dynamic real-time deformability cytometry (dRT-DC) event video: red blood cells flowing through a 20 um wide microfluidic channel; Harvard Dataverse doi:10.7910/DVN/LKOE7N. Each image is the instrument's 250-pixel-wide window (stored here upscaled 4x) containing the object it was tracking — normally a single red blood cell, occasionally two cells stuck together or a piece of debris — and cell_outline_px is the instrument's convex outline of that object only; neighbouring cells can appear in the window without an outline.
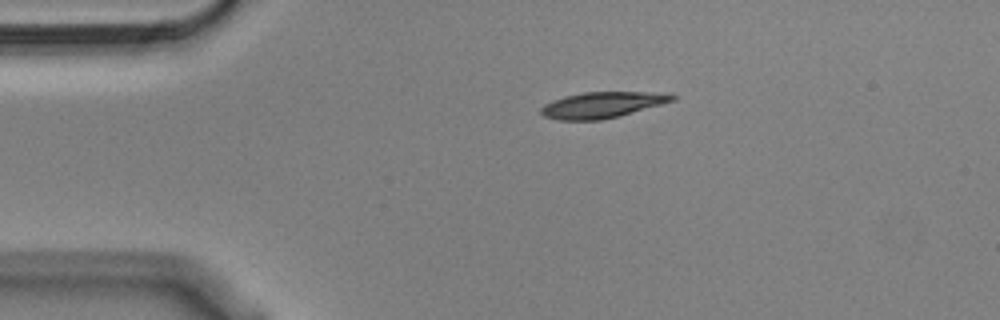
{"species": "Egyptian fruit bat (a non-hibernating species)", "species_latin": "Rousettus aegyptiacus", "temperature_condition": "cold", "stored_images_in_passage": 46, "camera_frame_rate_fps": 3000, "um_per_image_px": 0.085, "animal": {"sex": "male"}, "frame": {"image": 1, "passage_image": 1, "time_ms": 0.0, "image_size_px": [1000, 320], "cell_outline_px": [[676, 100], [616, 116], [600, 120], [556, 120], [544, 116], [540, 112], [540, 108], [544, 104], [552, 100], [564, 96], [584, 92], [668, 92], [676, 96]], "centroid_in_image_um": [51.17, 8.9], "position_along_channel_um": 33.8, "area_um2": 19.83}}
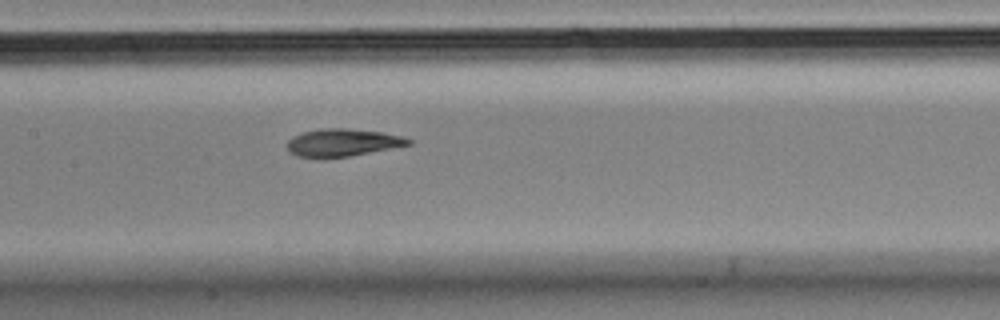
{"frame": {"image": 2, "passage_image": 16, "time_ms": 5.0, "image_size_px": [1000, 320], "cell_outline_px": [[412, 144], [348, 156], [296, 156], [288, 152], [288, 140], [292, 136], [304, 132], [320, 128], [344, 128], [380, 132], [404, 136], [412, 140]], "centroid_in_image_um": [29.12, 12.09], "position_along_channel_um": 178.3, "area_um2": 19.02}}
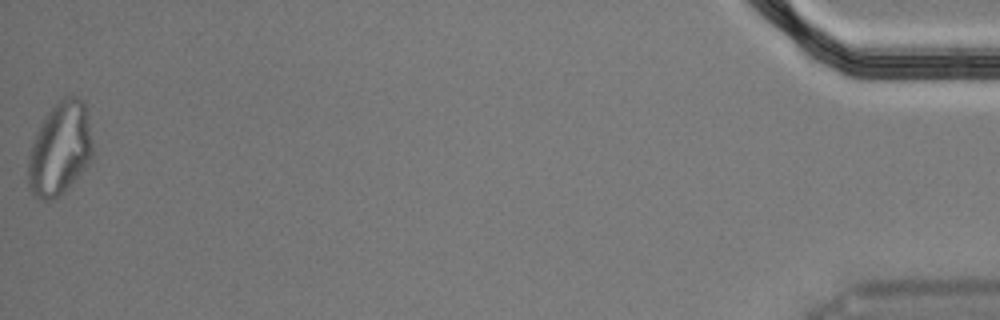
{"frame": {"image": 3, "passage_image": 45, "time_ms": 14.667, "image_size_px": [1000, 320], "cell_outline_px": [[92, 156], [88, 164], [64, 192], [60, 196], [52, 200], [40, 200], [28, 188], [28, 156], [36, 132], [44, 116], [64, 96], [76, 96], [84, 104], [92, 140]], "centroid_in_image_um": [5.06, 12.68], "position_along_channel_um": 430.1, "area_um2": 34.74}, "authors_computed_cell_mechanics": {"area_um2": 20.3167, "velocity_mm_per_s": 3.6261, "shape_relaxation_time_tau1_ms": null, "shape_relaxation_time_tau2_ms": 2.8488, "deformation_change_tau1": null, "deformation_change_tau2": 0.0887}}